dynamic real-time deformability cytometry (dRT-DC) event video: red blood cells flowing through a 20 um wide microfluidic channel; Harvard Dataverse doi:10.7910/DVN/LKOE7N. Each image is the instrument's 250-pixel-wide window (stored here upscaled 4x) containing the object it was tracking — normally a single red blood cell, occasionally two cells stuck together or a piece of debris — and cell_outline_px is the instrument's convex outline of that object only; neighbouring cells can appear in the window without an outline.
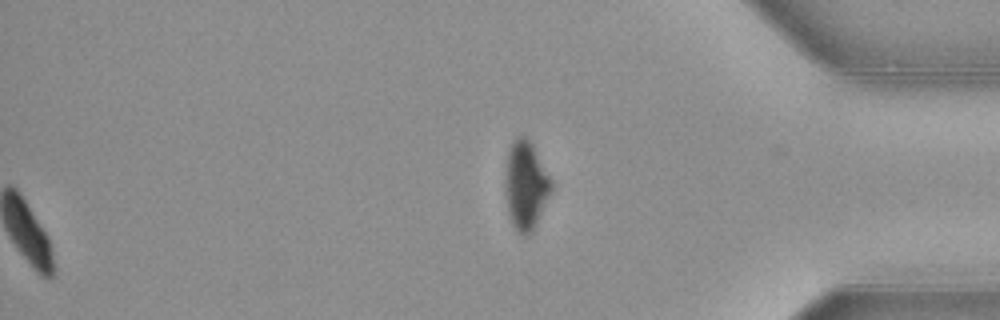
{"species": "common noctule bat (a hibernating species)", "species_latin": "Nyctalus noctula", "temperature_condition": "warm", "stored_images_in_passage": 54, "segment_of_instrument_passage": [2, 2], "camera_frame_rate_fps": 3000, "um_per_image_px": 0.085, "animal": {"sex": "female", "body_mass_g": 21.9}, "frame": {"image": 1, "passage_image": 54, "time_ms": 17.667, "image_size_px": [1000, 320], "cell_outline_px": [[552, 192], [532, 232], [528, 236], [524, 236], [512, 224], [508, 216], [508, 152], [516, 136], [524, 136], [532, 144], [552, 180]], "centroid_in_image_um": [44.75, 15.79], "position_along_channel_um": 390.4, "area_um2": 22.83}}